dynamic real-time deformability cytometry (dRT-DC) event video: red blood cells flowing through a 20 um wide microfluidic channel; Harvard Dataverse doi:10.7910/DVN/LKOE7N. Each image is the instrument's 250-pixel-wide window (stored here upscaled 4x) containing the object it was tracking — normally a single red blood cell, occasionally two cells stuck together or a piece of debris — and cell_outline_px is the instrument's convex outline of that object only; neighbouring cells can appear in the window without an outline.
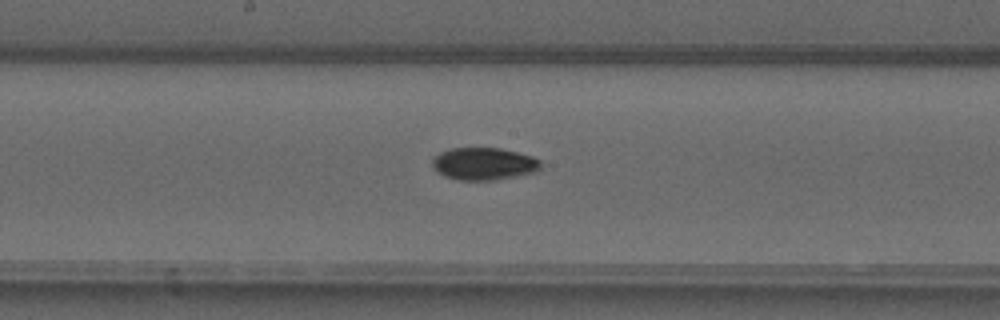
{"species": "common noctule bat (a hibernating species)", "species_latin": "Nyctalus noctula", "temperature_condition": "warm", "stored_images_in_passage": 42, "camera_frame_rate_fps": 3000, "um_per_image_px": 0.085, "animal": {"sex": "male", "forearm_length_mm": 52.5}, "frame": {"image": 1, "passage_image": 20, "time_ms": 6.333, "image_size_px": [1000, 320], "cell_outline_px": [[540, 168], [536, 172], [496, 180], [456, 180], [444, 176], [436, 172], [432, 168], [432, 156], [448, 148], [500, 148], [532, 156], [540, 160]], "centroid_in_image_um": [41.07, 13.92], "position_along_channel_um": 207.1, "area_um2": 20.75}}
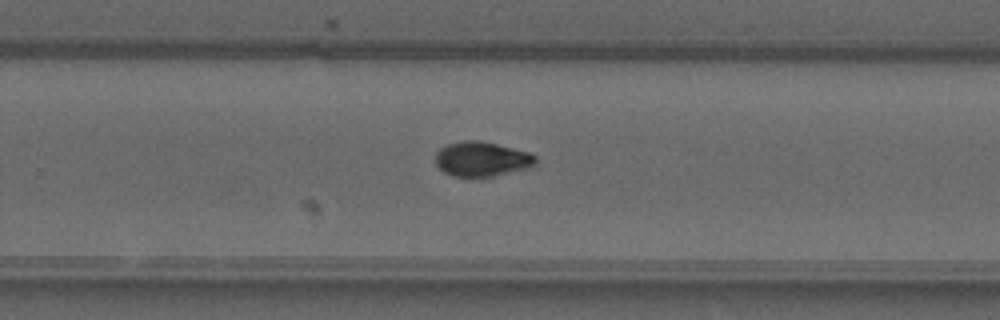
{"frame": {"image": 2, "passage_image": 26, "time_ms": 8.333, "image_size_px": [1000, 320], "cell_outline_px": [[536, 164], [528, 168], [492, 176], [452, 176], [444, 172], [436, 164], [436, 152], [440, 148], [448, 144], [464, 140], [480, 140], [528, 152], [536, 156]], "centroid_in_image_um": [40.94, 13.51], "position_along_channel_um": 288.9, "area_um2": 20.06}}
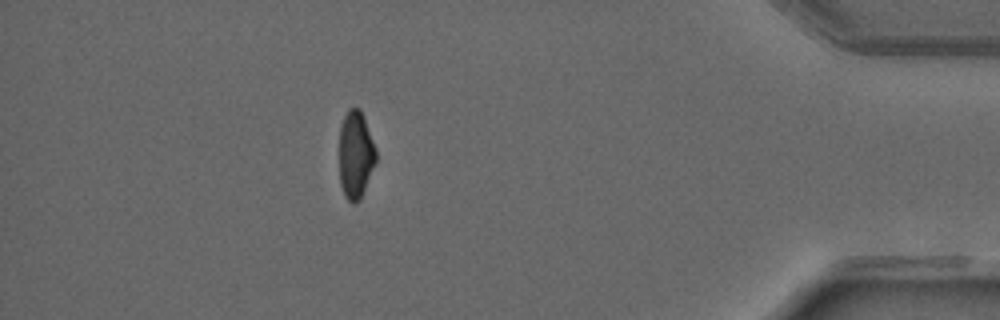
{"frame": {"image": 3, "passage_image": 38, "time_ms": 12.333, "image_size_px": [1000, 320], "cell_outline_px": [[376, 164], [360, 200], [356, 204], [352, 204], [344, 196], [340, 184], [340, 124], [348, 108], [360, 108], [364, 116], [376, 148]], "centroid_in_image_um": [30.24, 13.17], "position_along_channel_um": 405.0, "area_um2": 19.07}, "authors_computed_cell_mechanics": {"area_um2": 19.5364, "velocity_mm_per_s": 4.1178, "shape_relaxation_time_tau1_ms": 5.0868, "shape_relaxation_time_tau2_ms": 6.445, "deformation_change_tau1": 0.1749, "deformation_change_tau2": 0.0817}}